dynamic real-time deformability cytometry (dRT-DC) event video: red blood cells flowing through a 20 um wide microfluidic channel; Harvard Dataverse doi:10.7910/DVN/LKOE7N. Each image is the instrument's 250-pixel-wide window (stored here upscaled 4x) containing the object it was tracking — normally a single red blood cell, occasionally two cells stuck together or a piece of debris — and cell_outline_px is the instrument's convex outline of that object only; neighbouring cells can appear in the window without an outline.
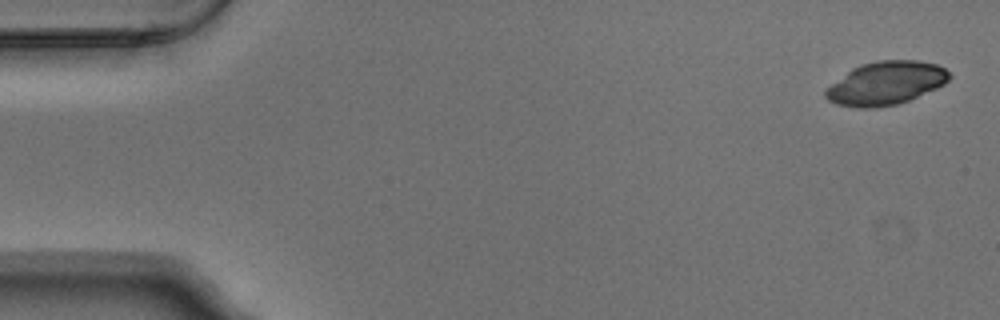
{"species": "Egyptian fruit bat (a non-hibernating species)", "species_latin": "Rousettus aegyptiacus", "temperature_condition": "warm", "stored_images_in_passage": 4, "camera_frame_rate_fps": 3000, "um_per_image_px": 0.085, "animal": {"sex": "male"}, "frame": {"image": 1, "passage_image": 1, "time_ms": 0.0, "image_size_px": [1000, 320], "cell_outline_px": [[952, 76], [944, 84], [936, 88], [908, 100], [896, 104], [876, 108], [856, 108], [836, 104], [828, 100], [824, 96], [824, 92], [832, 84], [852, 68], [860, 64], [876, 60], [920, 60], [936, 64], [944, 68]], "centroid_in_image_um": [75.29, 7.07], "position_along_channel_um": 9.7, "area_um2": 31.15}}